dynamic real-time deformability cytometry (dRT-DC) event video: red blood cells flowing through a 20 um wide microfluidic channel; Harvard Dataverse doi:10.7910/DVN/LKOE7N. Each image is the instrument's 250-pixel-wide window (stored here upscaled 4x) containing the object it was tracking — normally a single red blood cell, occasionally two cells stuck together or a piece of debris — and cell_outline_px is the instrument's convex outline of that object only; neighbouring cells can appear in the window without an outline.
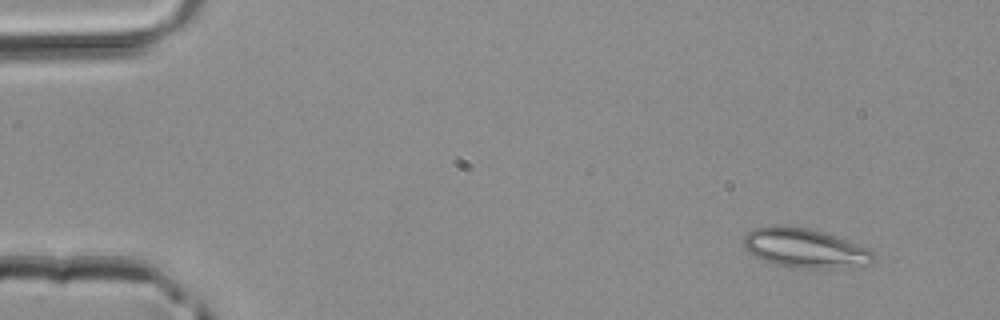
{"species": "common noctule bat (a hibernating species)", "species_latin": "Nyctalus noctula", "temperature_condition": "room temperature", "stored_images_in_passage": 4, "segment_of_instrument_passage": [1, 2], "camera_frame_rate_fps": 3000, "um_per_image_px": 0.085, "animal": {"sex": "male", "body_mass_g": 20.4}, "frame": {"image": 1, "passage_image": 1, "time_ms": 0.0, "image_size_px": [1000, 320], "cell_outline_px": [[876, 256], [872, 264], [828, 268], [800, 268], [776, 264], [764, 260], [748, 252], [740, 244], [744, 236], [752, 228], [772, 224], [784, 224], [808, 228], [824, 232], [868, 248]], "centroid_in_image_um": [68.35, 21.06], "position_along_channel_um": 16.7, "area_um2": 30.0}}